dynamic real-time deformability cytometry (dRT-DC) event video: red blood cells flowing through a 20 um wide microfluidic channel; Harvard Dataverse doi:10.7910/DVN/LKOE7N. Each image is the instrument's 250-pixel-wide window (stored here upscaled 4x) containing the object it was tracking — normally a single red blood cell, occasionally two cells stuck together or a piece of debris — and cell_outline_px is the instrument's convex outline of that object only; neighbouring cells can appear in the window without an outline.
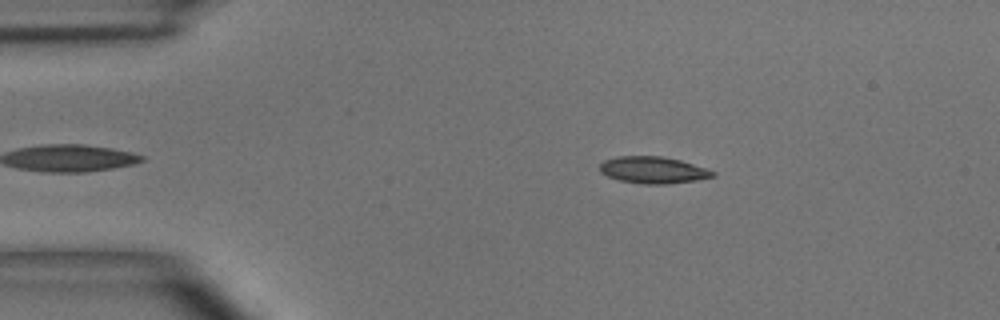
{"species": "common noctule bat (a hibernating species)", "species_latin": "Nyctalus noctula", "temperature_condition": "room temperature", "stored_images_in_passage": 45, "camera_frame_rate_fps": 3000, "um_per_image_px": 0.085, "animal": {"sex": "male", "body_mass_g": 15.6}, "frame": {"image": 1, "passage_image": 3, "time_ms": 0.667, "image_size_px": [1000, 320], "cell_outline_px": [[716, 176], [696, 180], [668, 184], [644, 184], [620, 180], [608, 176], [600, 172], [600, 164], [604, 160], [620, 156], [660, 156], [680, 160], [716, 172]], "centroid_in_image_um": [55.51, 14.45], "position_along_channel_um": 29.5, "area_um2": 17.46}}
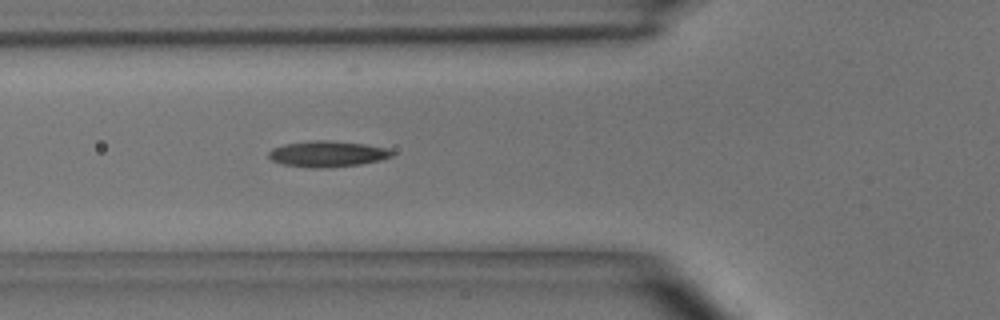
{"frame": {"image": 2, "passage_image": 12, "time_ms": 3.667, "image_size_px": [1000, 320], "cell_outline_px": [[396, 152], [392, 156], [380, 160], [360, 164], [320, 168], [312, 168], [284, 164], [272, 160], [268, 156], [268, 152], [272, 148], [284, 144], [312, 140], [332, 140], [364, 144], [388, 148]], "centroid_in_image_um": [27.84, 13.07], "position_along_channel_um": 98.0, "area_um2": 18.67}}
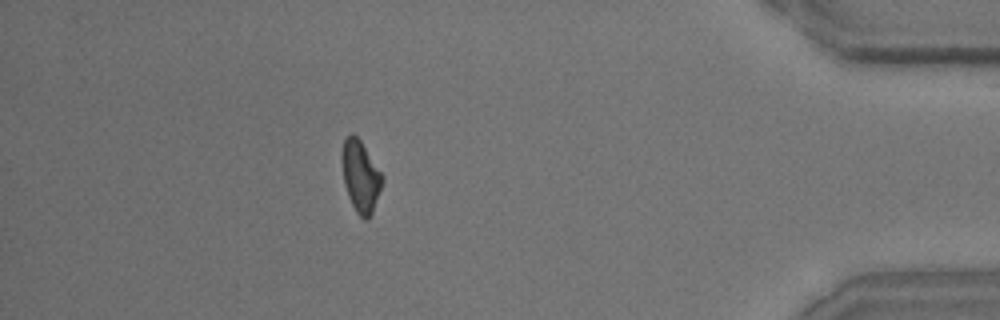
{"frame": {"image": 3, "passage_image": 39, "time_ms": 12.667, "image_size_px": [1000, 320], "cell_outline_px": [[384, 180], [372, 212], [368, 220], [364, 220], [356, 212], [348, 196], [344, 184], [340, 160], [340, 152], [344, 140], [352, 132], [360, 140], [380, 172]], "centroid_in_image_um": [30.6, 14.98], "position_along_channel_um": 404.6, "area_um2": 16.76}, "authors_computed_cell_mechanics": {"area_um2": 17.2822, "velocity_mm_per_s": 3.9197, "shape_relaxation_time_tau1_ms": 5.2179, "shape_relaxation_time_tau2_ms": 3.4007, "deformation_change_tau1": 0.1493, "deformation_change_tau2": 0.1036}}